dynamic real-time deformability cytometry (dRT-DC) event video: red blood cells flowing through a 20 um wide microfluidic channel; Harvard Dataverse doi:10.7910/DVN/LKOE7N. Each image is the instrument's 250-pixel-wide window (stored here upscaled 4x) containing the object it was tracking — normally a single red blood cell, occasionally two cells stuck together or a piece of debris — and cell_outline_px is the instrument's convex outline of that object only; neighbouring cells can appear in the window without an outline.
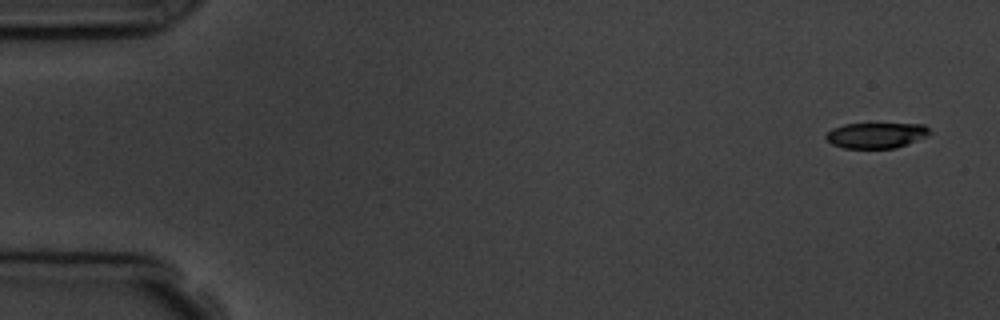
{"species": "common noctule bat (a hibernating species)", "species_latin": "Nyctalus noctula", "temperature_condition": "room temperature", "stored_images_in_passage": 5, "camera_frame_rate_fps": 3000, "um_per_image_px": 0.085, "animal": {"sex": "male", "body_mass_g": 19.5, "forearm_length_mm": 54.6}, "frame": {"image": 1, "passage_image": 1, "time_ms": 0.0, "image_size_px": [1000, 320], "cell_outline_px": [[932, 132], [928, 136], [896, 148], [844, 148], [832, 144], [824, 136], [832, 128], [844, 124], [924, 124]], "centroid_in_image_um": [74.49, 11.5], "position_along_channel_um": 10.5, "area_um2": 15.43}}